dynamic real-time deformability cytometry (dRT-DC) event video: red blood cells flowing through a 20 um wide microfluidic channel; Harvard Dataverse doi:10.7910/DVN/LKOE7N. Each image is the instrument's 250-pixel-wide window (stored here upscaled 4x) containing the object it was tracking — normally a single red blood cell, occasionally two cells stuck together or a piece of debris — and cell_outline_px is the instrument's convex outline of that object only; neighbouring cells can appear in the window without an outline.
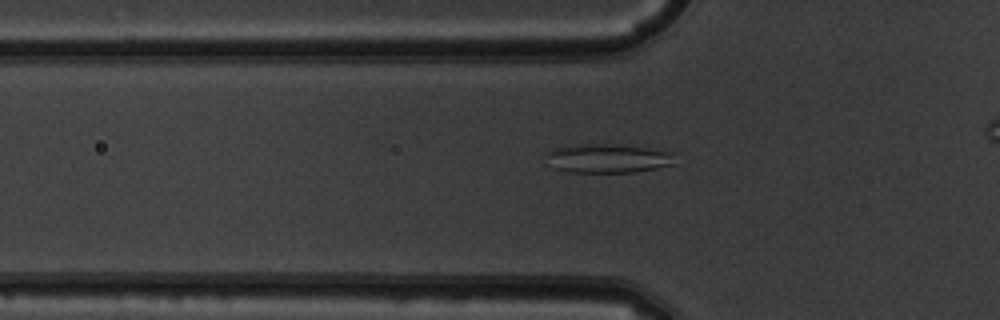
{"species": "common noctule bat (a hibernating species)", "species_latin": "Nyctalus noctula", "temperature_condition": "warm", "stored_images_in_passage": 46, "segment_of_instrument_passage": [1, 2], "camera_frame_rate_fps": 3000, "um_per_image_px": 0.085, "animal": {"sex": "male", "body_mass_g": 19.5, "forearm_length_mm": 54.6}, "frame": {"image": 1, "passage_image": 18, "time_ms": 5.667, "image_size_px": [1000, 320], "cell_outline_px": [[680, 152], [676, 164], [636, 172], [568, 172], [552, 168], [548, 152], [552, 148], [580, 144], [604, 144], [644, 148]], "centroid_in_image_um": [51.79, 13.47], "position_along_channel_um": 74.0, "area_um2": 21.85}}
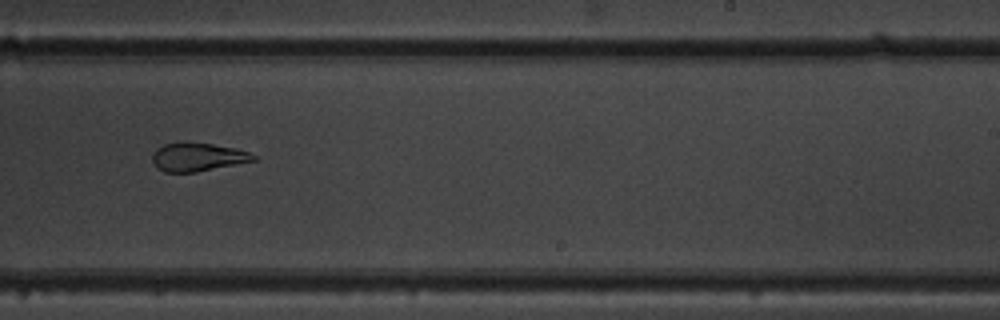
{"frame": {"image": 2, "passage_image": 33, "time_ms": 10.667, "image_size_px": [1000, 320], "cell_outline_px": [[256, 160], [196, 172], [164, 172], [156, 168], [152, 160], [152, 152], [156, 148], [164, 144], [180, 140], [184, 140], [212, 144], [236, 148], [248, 152], [256, 156]], "centroid_in_image_um": [16.73, 13.32], "position_along_channel_um": 272.3, "area_um2": 17.11}}
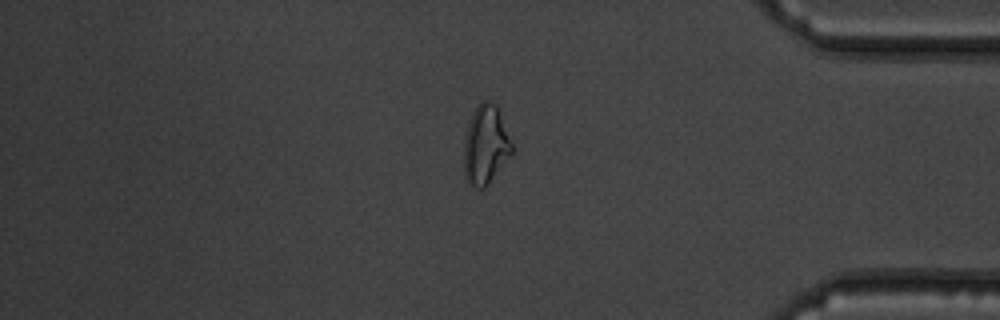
{"frame": {"image": 3, "passage_image": 44, "time_ms": 14.333, "image_size_px": [1000, 320], "cell_outline_px": [[512, 152], [488, 184], [484, 188], [476, 188], [464, 180], [464, 140], [468, 124], [472, 112], [484, 100], [488, 100], [496, 104], [500, 108], [512, 144]], "centroid_in_image_um": [41.27, 12.3], "position_along_channel_um": 393.9, "area_um2": 22.14}}